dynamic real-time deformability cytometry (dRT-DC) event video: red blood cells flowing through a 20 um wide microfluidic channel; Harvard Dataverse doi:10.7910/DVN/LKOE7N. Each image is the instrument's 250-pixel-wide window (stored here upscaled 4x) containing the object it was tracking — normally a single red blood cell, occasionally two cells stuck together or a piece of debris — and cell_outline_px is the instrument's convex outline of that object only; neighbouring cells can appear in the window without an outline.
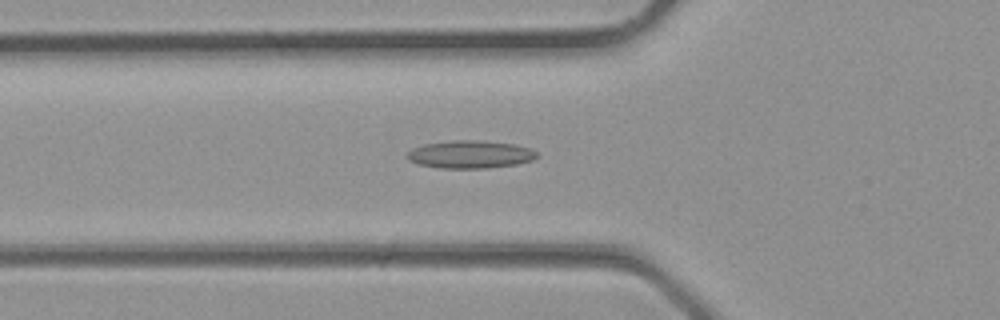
{"species": "common noctule bat (a hibernating species)", "species_latin": "Nyctalus noctula", "temperature_condition": "room temperature", "stored_images_in_passage": 26, "camera_frame_rate_fps": 3000, "um_per_image_px": 0.085, "animal": {"sex": "male", "body_mass_g": 23.1, "forearm_length_mm": 52.7}, "frame": {"image": 1, "passage_image": 5, "time_ms": 1.333, "image_size_px": [1000, 320], "cell_outline_px": [[540, 156], [532, 160], [516, 164], [488, 168], [440, 168], [420, 164], [408, 160], [408, 152], [412, 148], [424, 144], [456, 140], [484, 140], [516, 144], [532, 148]], "centroid_in_image_um": [40.02, 13.11], "position_along_channel_um": 85.8, "area_um2": 21.1}}
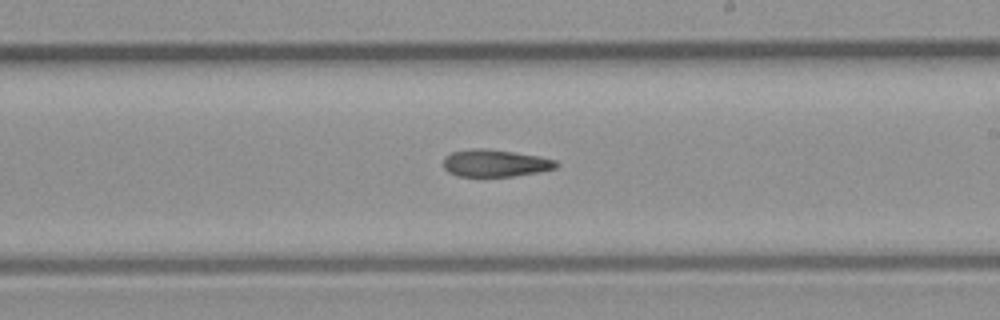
{"frame": {"image": 2, "passage_image": 13, "time_ms": 4.0, "image_size_px": [1000, 320], "cell_outline_px": [[560, 164], [556, 168], [536, 172], [512, 176], [456, 176], [448, 172], [444, 168], [444, 156], [452, 152], [472, 148], [488, 148], [540, 156], [556, 160]], "centroid_in_image_um": [42.08, 13.85], "position_along_channel_um": 246.9, "area_um2": 17.98}}
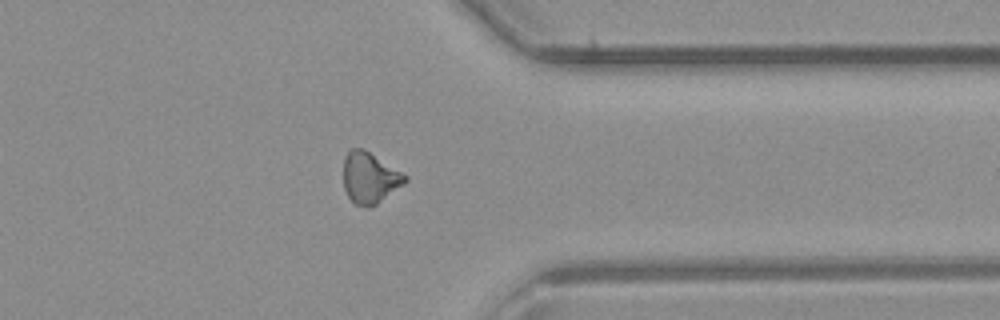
{"frame": {"image": 3, "passage_image": 20, "time_ms": 6.333, "image_size_px": [1000, 320], "cell_outline_px": [[408, 180], [404, 184], [376, 204], [368, 208], [364, 208], [356, 204], [348, 196], [344, 188], [344, 156], [352, 148], [364, 148], [408, 176]], "centroid_in_image_um": [31.43, 15.11], "position_along_channel_um": 380.0, "area_um2": 18.32}}